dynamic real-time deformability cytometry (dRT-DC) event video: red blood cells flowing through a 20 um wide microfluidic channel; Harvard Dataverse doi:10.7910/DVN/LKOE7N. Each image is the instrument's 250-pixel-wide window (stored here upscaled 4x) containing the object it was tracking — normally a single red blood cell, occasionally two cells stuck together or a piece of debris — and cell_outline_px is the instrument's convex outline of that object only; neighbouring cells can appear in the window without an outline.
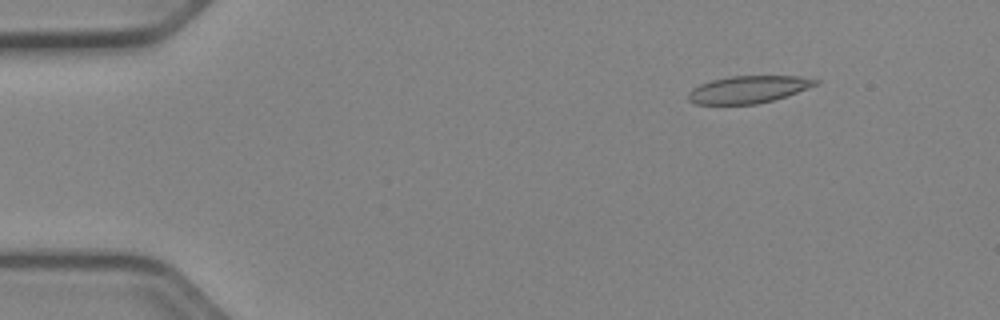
{"species": "Egyptian fruit bat (a non-hibernating species)", "species_latin": "Rousettus aegyptiacus", "temperature_condition": "cold", "stored_images_in_passage": 52, "camera_frame_rate_fps": 3000, "um_per_image_px": 0.085, "animal": {"sex": "female"}, "frame": {"image": 1, "passage_image": 7, "time_ms": 2.0, "image_size_px": [1000, 320], "cell_outline_px": [[820, 84], [772, 100], [756, 104], [696, 104], [688, 100], [688, 92], [692, 88], [700, 84], [712, 80], [732, 76], [800, 76], [820, 80]], "centroid_in_image_um": [63.61, 7.59], "position_along_channel_um": 21.4, "area_um2": 20.11}}
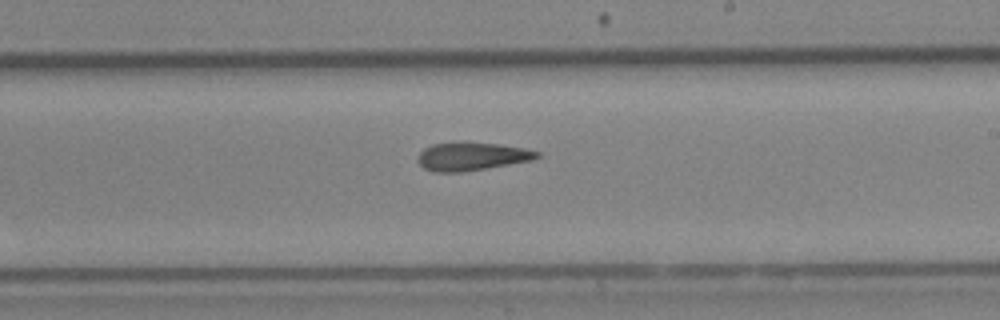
{"frame": {"image": 2, "passage_image": 31, "time_ms": 10.0, "image_size_px": [1000, 320], "cell_outline_px": [[540, 156], [532, 160], [464, 172], [432, 172], [424, 168], [416, 160], [420, 152], [424, 148], [432, 144], [496, 144], [524, 148], [540, 152]], "centroid_in_image_um": [40.08, 13.33], "position_along_channel_um": 248.9, "area_um2": 19.02}}
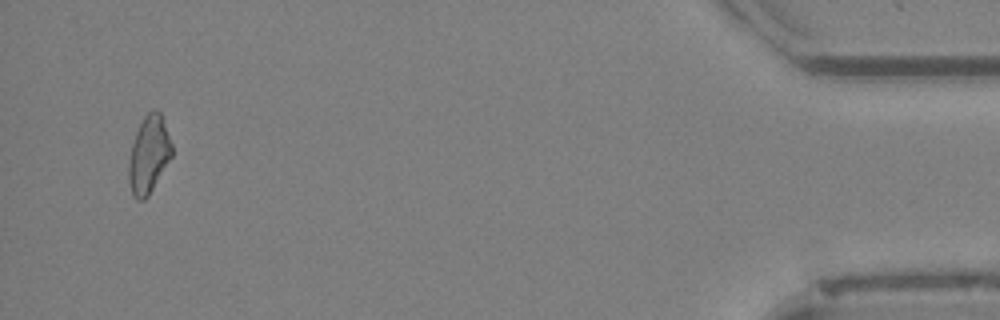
{"frame": {"image": 3, "passage_image": 50, "time_ms": 16.333, "image_size_px": [1000, 320], "cell_outline_px": [[172, 156], [148, 196], [144, 200], [136, 200], [132, 196], [128, 180], [128, 164], [132, 144], [136, 132], [144, 116], [152, 108], [156, 108], [160, 112], [172, 144]], "centroid_in_image_um": [12.63, 13.15], "position_along_channel_um": 422.6, "area_um2": 19.48}, "authors_computed_cell_mechanics": {"area_um2": 20.0277, "velocity_mm_per_s": 3.9706, "shape_relaxation_time_tau1_ms": null, "shape_relaxation_time_tau2_ms": 6.802, "deformation_change_tau1": null, "deformation_change_tau2": 0.178}}